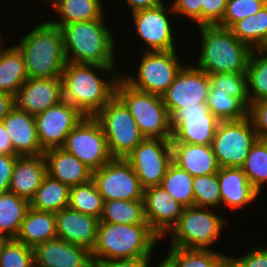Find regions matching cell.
Segmentation results:
<instances>
[{"label": "cell", "instance_id": "obj_1", "mask_svg": "<svg viewBox=\"0 0 267 267\" xmlns=\"http://www.w3.org/2000/svg\"><path fill=\"white\" fill-rule=\"evenodd\" d=\"M115 69L116 67L67 62L61 76L63 100L84 116H95L115 96V87L121 76ZM95 70L111 73L112 77L109 75L110 78L104 81Z\"/></svg>", "mask_w": 267, "mask_h": 267}, {"label": "cell", "instance_id": "obj_2", "mask_svg": "<svg viewBox=\"0 0 267 267\" xmlns=\"http://www.w3.org/2000/svg\"><path fill=\"white\" fill-rule=\"evenodd\" d=\"M160 240L148 224L99 221L92 259L96 264L117 259L151 258Z\"/></svg>", "mask_w": 267, "mask_h": 267}, {"label": "cell", "instance_id": "obj_3", "mask_svg": "<svg viewBox=\"0 0 267 267\" xmlns=\"http://www.w3.org/2000/svg\"><path fill=\"white\" fill-rule=\"evenodd\" d=\"M104 18L60 27L67 62L116 67L115 38Z\"/></svg>", "mask_w": 267, "mask_h": 267}, {"label": "cell", "instance_id": "obj_4", "mask_svg": "<svg viewBox=\"0 0 267 267\" xmlns=\"http://www.w3.org/2000/svg\"><path fill=\"white\" fill-rule=\"evenodd\" d=\"M201 36L199 60L196 66L208 75L214 73H246L253 49L240 41L229 29L199 26Z\"/></svg>", "mask_w": 267, "mask_h": 267}, {"label": "cell", "instance_id": "obj_5", "mask_svg": "<svg viewBox=\"0 0 267 267\" xmlns=\"http://www.w3.org/2000/svg\"><path fill=\"white\" fill-rule=\"evenodd\" d=\"M22 37L16 46L24 56L28 78L61 77L67 61L60 27L43 21Z\"/></svg>", "mask_w": 267, "mask_h": 267}, {"label": "cell", "instance_id": "obj_6", "mask_svg": "<svg viewBox=\"0 0 267 267\" xmlns=\"http://www.w3.org/2000/svg\"><path fill=\"white\" fill-rule=\"evenodd\" d=\"M115 95L129 109L145 138L171 140V117L162 96L137 90L121 77Z\"/></svg>", "mask_w": 267, "mask_h": 267}, {"label": "cell", "instance_id": "obj_7", "mask_svg": "<svg viewBox=\"0 0 267 267\" xmlns=\"http://www.w3.org/2000/svg\"><path fill=\"white\" fill-rule=\"evenodd\" d=\"M205 207H184L178 223L166 235L171 248L211 249L227 224L225 218ZM171 234V235H169Z\"/></svg>", "mask_w": 267, "mask_h": 267}, {"label": "cell", "instance_id": "obj_8", "mask_svg": "<svg viewBox=\"0 0 267 267\" xmlns=\"http://www.w3.org/2000/svg\"><path fill=\"white\" fill-rule=\"evenodd\" d=\"M113 158H126L144 139L126 105L115 95L95 116Z\"/></svg>", "mask_w": 267, "mask_h": 267}, {"label": "cell", "instance_id": "obj_9", "mask_svg": "<svg viewBox=\"0 0 267 267\" xmlns=\"http://www.w3.org/2000/svg\"><path fill=\"white\" fill-rule=\"evenodd\" d=\"M138 71L134 75L121 74V78L133 88L162 96L185 65L179 62L176 50L144 51Z\"/></svg>", "mask_w": 267, "mask_h": 267}, {"label": "cell", "instance_id": "obj_10", "mask_svg": "<svg viewBox=\"0 0 267 267\" xmlns=\"http://www.w3.org/2000/svg\"><path fill=\"white\" fill-rule=\"evenodd\" d=\"M257 140L248 116L240 120L220 121L211 144L219 167H242Z\"/></svg>", "mask_w": 267, "mask_h": 267}, {"label": "cell", "instance_id": "obj_11", "mask_svg": "<svg viewBox=\"0 0 267 267\" xmlns=\"http://www.w3.org/2000/svg\"><path fill=\"white\" fill-rule=\"evenodd\" d=\"M61 148L74 155L92 171L98 170L113 158L102 126L94 116L82 118L68 134Z\"/></svg>", "mask_w": 267, "mask_h": 267}, {"label": "cell", "instance_id": "obj_12", "mask_svg": "<svg viewBox=\"0 0 267 267\" xmlns=\"http://www.w3.org/2000/svg\"><path fill=\"white\" fill-rule=\"evenodd\" d=\"M125 159L144 189L160 185L172 163L171 140L145 138Z\"/></svg>", "mask_w": 267, "mask_h": 267}, {"label": "cell", "instance_id": "obj_13", "mask_svg": "<svg viewBox=\"0 0 267 267\" xmlns=\"http://www.w3.org/2000/svg\"><path fill=\"white\" fill-rule=\"evenodd\" d=\"M92 180L104 201L143 200L144 188L125 158H112L107 164L93 171Z\"/></svg>", "mask_w": 267, "mask_h": 267}, {"label": "cell", "instance_id": "obj_14", "mask_svg": "<svg viewBox=\"0 0 267 267\" xmlns=\"http://www.w3.org/2000/svg\"><path fill=\"white\" fill-rule=\"evenodd\" d=\"M209 88V75L194 65L188 66L185 63L173 83L162 95L170 117L183 107L207 106Z\"/></svg>", "mask_w": 267, "mask_h": 267}, {"label": "cell", "instance_id": "obj_15", "mask_svg": "<svg viewBox=\"0 0 267 267\" xmlns=\"http://www.w3.org/2000/svg\"><path fill=\"white\" fill-rule=\"evenodd\" d=\"M219 122L207 106L183 107L171 116V143L211 145Z\"/></svg>", "mask_w": 267, "mask_h": 267}, {"label": "cell", "instance_id": "obj_16", "mask_svg": "<svg viewBox=\"0 0 267 267\" xmlns=\"http://www.w3.org/2000/svg\"><path fill=\"white\" fill-rule=\"evenodd\" d=\"M162 4L160 6L142 9L133 12V23L136 34L139 35L149 48L144 51H171L176 50L174 28L168 16L173 12L172 5L169 7Z\"/></svg>", "mask_w": 267, "mask_h": 267}, {"label": "cell", "instance_id": "obj_17", "mask_svg": "<svg viewBox=\"0 0 267 267\" xmlns=\"http://www.w3.org/2000/svg\"><path fill=\"white\" fill-rule=\"evenodd\" d=\"M84 117L77 108L65 100L35 115L41 148L45 151L62 147L68 134Z\"/></svg>", "mask_w": 267, "mask_h": 267}, {"label": "cell", "instance_id": "obj_18", "mask_svg": "<svg viewBox=\"0 0 267 267\" xmlns=\"http://www.w3.org/2000/svg\"><path fill=\"white\" fill-rule=\"evenodd\" d=\"M63 100L62 78H28L13 95V107L37 115Z\"/></svg>", "mask_w": 267, "mask_h": 267}, {"label": "cell", "instance_id": "obj_19", "mask_svg": "<svg viewBox=\"0 0 267 267\" xmlns=\"http://www.w3.org/2000/svg\"><path fill=\"white\" fill-rule=\"evenodd\" d=\"M143 202L148 225L162 239L178 223L184 206L162 186L144 189Z\"/></svg>", "mask_w": 267, "mask_h": 267}, {"label": "cell", "instance_id": "obj_20", "mask_svg": "<svg viewBox=\"0 0 267 267\" xmlns=\"http://www.w3.org/2000/svg\"><path fill=\"white\" fill-rule=\"evenodd\" d=\"M35 267H94L92 253L85 247L54 238L34 248Z\"/></svg>", "mask_w": 267, "mask_h": 267}, {"label": "cell", "instance_id": "obj_21", "mask_svg": "<svg viewBox=\"0 0 267 267\" xmlns=\"http://www.w3.org/2000/svg\"><path fill=\"white\" fill-rule=\"evenodd\" d=\"M57 237L92 251L99 219L69 207L55 213Z\"/></svg>", "mask_w": 267, "mask_h": 267}, {"label": "cell", "instance_id": "obj_22", "mask_svg": "<svg viewBox=\"0 0 267 267\" xmlns=\"http://www.w3.org/2000/svg\"><path fill=\"white\" fill-rule=\"evenodd\" d=\"M3 123L16 155L44 154L45 151L41 148L38 139L34 115L13 107L4 117Z\"/></svg>", "mask_w": 267, "mask_h": 267}, {"label": "cell", "instance_id": "obj_23", "mask_svg": "<svg viewBox=\"0 0 267 267\" xmlns=\"http://www.w3.org/2000/svg\"><path fill=\"white\" fill-rule=\"evenodd\" d=\"M221 205L231 210L243 208L260 195L250 184L241 167H221L217 173Z\"/></svg>", "mask_w": 267, "mask_h": 267}, {"label": "cell", "instance_id": "obj_24", "mask_svg": "<svg viewBox=\"0 0 267 267\" xmlns=\"http://www.w3.org/2000/svg\"><path fill=\"white\" fill-rule=\"evenodd\" d=\"M44 158L47 174L69 187L85 184L92 180L93 171L61 147L45 150Z\"/></svg>", "mask_w": 267, "mask_h": 267}, {"label": "cell", "instance_id": "obj_25", "mask_svg": "<svg viewBox=\"0 0 267 267\" xmlns=\"http://www.w3.org/2000/svg\"><path fill=\"white\" fill-rule=\"evenodd\" d=\"M46 174L44 154L18 156L13 168L9 191L30 202Z\"/></svg>", "mask_w": 267, "mask_h": 267}, {"label": "cell", "instance_id": "obj_26", "mask_svg": "<svg viewBox=\"0 0 267 267\" xmlns=\"http://www.w3.org/2000/svg\"><path fill=\"white\" fill-rule=\"evenodd\" d=\"M172 162L192 177L218 173L219 165L211 145L171 143Z\"/></svg>", "mask_w": 267, "mask_h": 267}, {"label": "cell", "instance_id": "obj_27", "mask_svg": "<svg viewBox=\"0 0 267 267\" xmlns=\"http://www.w3.org/2000/svg\"><path fill=\"white\" fill-rule=\"evenodd\" d=\"M56 237L55 213L29 208L15 239L35 248L38 244Z\"/></svg>", "mask_w": 267, "mask_h": 267}, {"label": "cell", "instance_id": "obj_28", "mask_svg": "<svg viewBox=\"0 0 267 267\" xmlns=\"http://www.w3.org/2000/svg\"><path fill=\"white\" fill-rule=\"evenodd\" d=\"M27 79L22 52L16 45L7 48L0 45V92L13 96Z\"/></svg>", "mask_w": 267, "mask_h": 267}, {"label": "cell", "instance_id": "obj_29", "mask_svg": "<svg viewBox=\"0 0 267 267\" xmlns=\"http://www.w3.org/2000/svg\"><path fill=\"white\" fill-rule=\"evenodd\" d=\"M102 0H57L51 6L60 20H48L61 27L65 24L101 19L104 16ZM54 20V21H53Z\"/></svg>", "mask_w": 267, "mask_h": 267}, {"label": "cell", "instance_id": "obj_30", "mask_svg": "<svg viewBox=\"0 0 267 267\" xmlns=\"http://www.w3.org/2000/svg\"><path fill=\"white\" fill-rule=\"evenodd\" d=\"M70 187L46 174L30 200V208L37 211L59 212L69 205Z\"/></svg>", "mask_w": 267, "mask_h": 267}, {"label": "cell", "instance_id": "obj_31", "mask_svg": "<svg viewBox=\"0 0 267 267\" xmlns=\"http://www.w3.org/2000/svg\"><path fill=\"white\" fill-rule=\"evenodd\" d=\"M29 208V201L13 192L0 193V233L16 238Z\"/></svg>", "mask_w": 267, "mask_h": 267}, {"label": "cell", "instance_id": "obj_32", "mask_svg": "<svg viewBox=\"0 0 267 267\" xmlns=\"http://www.w3.org/2000/svg\"><path fill=\"white\" fill-rule=\"evenodd\" d=\"M99 221L121 224H148L143 200L104 201Z\"/></svg>", "mask_w": 267, "mask_h": 267}, {"label": "cell", "instance_id": "obj_33", "mask_svg": "<svg viewBox=\"0 0 267 267\" xmlns=\"http://www.w3.org/2000/svg\"><path fill=\"white\" fill-rule=\"evenodd\" d=\"M222 253L212 249L170 248L162 267H219Z\"/></svg>", "mask_w": 267, "mask_h": 267}, {"label": "cell", "instance_id": "obj_34", "mask_svg": "<svg viewBox=\"0 0 267 267\" xmlns=\"http://www.w3.org/2000/svg\"><path fill=\"white\" fill-rule=\"evenodd\" d=\"M229 30L252 49H261L267 43V4L256 14L235 22Z\"/></svg>", "mask_w": 267, "mask_h": 267}, {"label": "cell", "instance_id": "obj_35", "mask_svg": "<svg viewBox=\"0 0 267 267\" xmlns=\"http://www.w3.org/2000/svg\"><path fill=\"white\" fill-rule=\"evenodd\" d=\"M193 178L187 171L172 162L160 186L181 205L190 207L194 206Z\"/></svg>", "mask_w": 267, "mask_h": 267}, {"label": "cell", "instance_id": "obj_36", "mask_svg": "<svg viewBox=\"0 0 267 267\" xmlns=\"http://www.w3.org/2000/svg\"><path fill=\"white\" fill-rule=\"evenodd\" d=\"M246 74L250 103L267 100V55L261 49H253Z\"/></svg>", "mask_w": 267, "mask_h": 267}, {"label": "cell", "instance_id": "obj_37", "mask_svg": "<svg viewBox=\"0 0 267 267\" xmlns=\"http://www.w3.org/2000/svg\"><path fill=\"white\" fill-rule=\"evenodd\" d=\"M103 206L104 199L93 180L70 187L69 208L99 219Z\"/></svg>", "mask_w": 267, "mask_h": 267}, {"label": "cell", "instance_id": "obj_38", "mask_svg": "<svg viewBox=\"0 0 267 267\" xmlns=\"http://www.w3.org/2000/svg\"><path fill=\"white\" fill-rule=\"evenodd\" d=\"M241 168L250 184L261 194L262 185L267 183V140L258 139L251 146Z\"/></svg>", "mask_w": 267, "mask_h": 267}, {"label": "cell", "instance_id": "obj_39", "mask_svg": "<svg viewBox=\"0 0 267 267\" xmlns=\"http://www.w3.org/2000/svg\"><path fill=\"white\" fill-rule=\"evenodd\" d=\"M206 105L219 121L240 120L248 116V107L235 96L223 92H209Z\"/></svg>", "mask_w": 267, "mask_h": 267}, {"label": "cell", "instance_id": "obj_40", "mask_svg": "<svg viewBox=\"0 0 267 267\" xmlns=\"http://www.w3.org/2000/svg\"><path fill=\"white\" fill-rule=\"evenodd\" d=\"M209 92H223L228 96L238 97L247 107L250 99L248 95L247 74L214 73L209 75Z\"/></svg>", "mask_w": 267, "mask_h": 267}, {"label": "cell", "instance_id": "obj_41", "mask_svg": "<svg viewBox=\"0 0 267 267\" xmlns=\"http://www.w3.org/2000/svg\"><path fill=\"white\" fill-rule=\"evenodd\" d=\"M194 206L216 208L221 206V195L217 173L193 178Z\"/></svg>", "mask_w": 267, "mask_h": 267}, {"label": "cell", "instance_id": "obj_42", "mask_svg": "<svg viewBox=\"0 0 267 267\" xmlns=\"http://www.w3.org/2000/svg\"><path fill=\"white\" fill-rule=\"evenodd\" d=\"M0 267H35L34 248L9 238L1 250Z\"/></svg>", "mask_w": 267, "mask_h": 267}, {"label": "cell", "instance_id": "obj_43", "mask_svg": "<svg viewBox=\"0 0 267 267\" xmlns=\"http://www.w3.org/2000/svg\"><path fill=\"white\" fill-rule=\"evenodd\" d=\"M266 4V0H228L222 22L218 26L229 29L235 22L256 14Z\"/></svg>", "mask_w": 267, "mask_h": 267}, {"label": "cell", "instance_id": "obj_44", "mask_svg": "<svg viewBox=\"0 0 267 267\" xmlns=\"http://www.w3.org/2000/svg\"><path fill=\"white\" fill-rule=\"evenodd\" d=\"M248 117L259 140H267V100L249 103Z\"/></svg>", "mask_w": 267, "mask_h": 267}, {"label": "cell", "instance_id": "obj_45", "mask_svg": "<svg viewBox=\"0 0 267 267\" xmlns=\"http://www.w3.org/2000/svg\"><path fill=\"white\" fill-rule=\"evenodd\" d=\"M228 0H203L201 26H214L222 22Z\"/></svg>", "mask_w": 267, "mask_h": 267}, {"label": "cell", "instance_id": "obj_46", "mask_svg": "<svg viewBox=\"0 0 267 267\" xmlns=\"http://www.w3.org/2000/svg\"><path fill=\"white\" fill-rule=\"evenodd\" d=\"M203 0H174L173 12L177 15L192 19L197 26H201V4Z\"/></svg>", "mask_w": 267, "mask_h": 267}, {"label": "cell", "instance_id": "obj_47", "mask_svg": "<svg viewBox=\"0 0 267 267\" xmlns=\"http://www.w3.org/2000/svg\"><path fill=\"white\" fill-rule=\"evenodd\" d=\"M17 157L18 155L0 154V193L9 191Z\"/></svg>", "mask_w": 267, "mask_h": 267}, {"label": "cell", "instance_id": "obj_48", "mask_svg": "<svg viewBox=\"0 0 267 267\" xmlns=\"http://www.w3.org/2000/svg\"><path fill=\"white\" fill-rule=\"evenodd\" d=\"M245 267H267V245L254 247L246 255L238 257Z\"/></svg>", "mask_w": 267, "mask_h": 267}, {"label": "cell", "instance_id": "obj_49", "mask_svg": "<svg viewBox=\"0 0 267 267\" xmlns=\"http://www.w3.org/2000/svg\"><path fill=\"white\" fill-rule=\"evenodd\" d=\"M150 260L152 259L151 258L117 259L102 263H96L94 267H151L149 263Z\"/></svg>", "mask_w": 267, "mask_h": 267}, {"label": "cell", "instance_id": "obj_50", "mask_svg": "<svg viewBox=\"0 0 267 267\" xmlns=\"http://www.w3.org/2000/svg\"><path fill=\"white\" fill-rule=\"evenodd\" d=\"M127 6L131 8V12H135L142 9H149L164 4V0H125Z\"/></svg>", "mask_w": 267, "mask_h": 267}, {"label": "cell", "instance_id": "obj_51", "mask_svg": "<svg viewBox=\"0 0 267 267\" xmlns=\"http://www.w3.org/2000/svg\"><path fill=\"white\" fill-rule=\"evenodd\" d=\"M0 154L16 155L3 121H0Z\"/></svg>", "mask_w": 267, "mask_h": 267}, {"label": "cell", "instance_id": "obj_52", "mask_svg": "<svg viewBox=\"0 0 267 267\" xmlns=\"http://www.w3.org/2000/svg\"><path fill=\"white\" fill-rule=\"evenodd\" d=\"M13 108V96L8 93L0 92V121H3L4 117Z\"/></svg>", "mask_w": 267, "mask_h": 267}, {"label": "cell", "instance_id": "obj_53", "mask_svg": "<svg viewBox=\"0 0 267 267\" xmlns=\"http://www.w3.org/2000/svg\"><path fill=\"white\" fill-rule=\"evenodd\" d=\"M219 267H245V265L238 257L223 254Z\"/></svg>", "mask_w": 267, "mask_h": 267}, {"label": "cell", "instance_id": "obj_54", "mask_svg": "<svg viewBox=\"0 0 267 267\" xmlns=\"http://www.w3.org/2000/svg\"><path fill=\"white\" fill-rule=\"evenodd\" d=\"M8 239L9 238L6 235H3L0 233V254H1V250H2L3 245L6 243V241Z\"/></svg>", "mask_w": 267, "mask_h": 267}, {"label": "cell", "instance_id": "obj_55", "mask_svg": "<svg viewBox=\"0 0 267 267\" xmlns=\"http://www.w3.org/2000/svg\"><path fill=\"white\" fill-rule=\"evenodd\" d=\"M261 50L267 55V43L261 48Z\"/></svg>", "mask_w": 267, "mask_h": 267}, {"label": "cell", "instance_id": "obj_56", "mask_svg": "<svg viewBox=\"0 0 267 267\" xmlns=\"http://www.w3.org/2000/svg\"><path fill=\"white\" fill-rule=\"evenodd\" d=\"M55 1H57V0H48V3H50V5H52Z\"/></svg>", "mask_w": 267, "mask_h": 267}]
</instances>
